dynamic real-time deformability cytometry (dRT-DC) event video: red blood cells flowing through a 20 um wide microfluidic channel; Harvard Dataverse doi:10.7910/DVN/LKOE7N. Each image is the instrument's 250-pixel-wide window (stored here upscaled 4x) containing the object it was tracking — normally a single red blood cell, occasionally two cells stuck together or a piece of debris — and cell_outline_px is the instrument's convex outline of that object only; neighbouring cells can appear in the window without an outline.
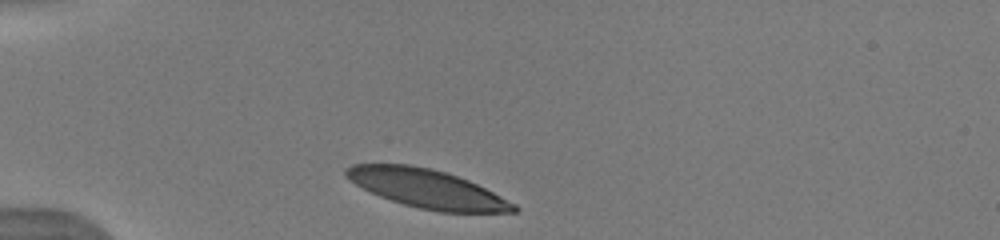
{"species": "human", "species_latin": "Homo sapiens", "temperature_condition": "warm", "stored_images_in_passage": 6, "camera_frame_rate_fps": 3000, "um_per_image_px": 0.085, "donor": {"sex": "male"}, "frame": {"image": 1, "passage_image": 1, "time_ms": 0.0, "image_size_px": [1000, 240], "cell_outline_px": [[520, 208], [516, 212], [440, 212], [420, 208], [404, 204], [380, 196], [356, 184], [344, 176], [344, 168], [352, 164], [412, 164], [432, 168], [468, 180], [516, 204]], "centroid_in_image_um": [36.29, 16.02], "position_along_channel_um": 48.7, "area_um2": 37.4}}